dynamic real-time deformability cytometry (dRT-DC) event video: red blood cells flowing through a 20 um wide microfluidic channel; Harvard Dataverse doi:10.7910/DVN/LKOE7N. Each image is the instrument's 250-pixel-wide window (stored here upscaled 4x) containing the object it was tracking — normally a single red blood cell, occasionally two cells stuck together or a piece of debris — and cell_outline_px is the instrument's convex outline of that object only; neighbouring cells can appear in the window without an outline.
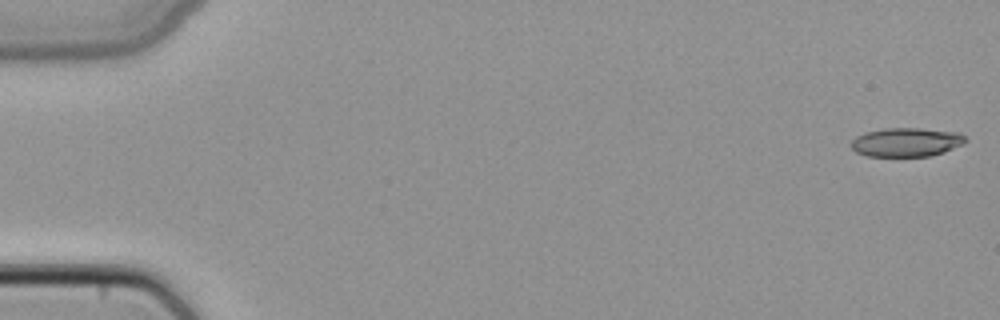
{"species": "common noctule bat (a hibernating species)", "species_latin": "Nyctalus noctula", "temperature_condition": "cold", "stored_images_in_passage": 49, "camera_frame_rate_fps": 3000, "um_per_image_px": 0.085, "animal": {"sex": "female", "body_mass_g": 22.7, "forearm_length_mm": 54.2}, "frame": {"image": 1, "passage_image": 1, "time_ms": 0.0, "image_size_px": [1000, 320], "cell_outline_px": [[968, 140], [964, 144], [944, 152], [928, 156], [868, 156], [856, 152], [852, 148], [852, 140], [856, 136], [864, 132], [884, 128], [920, 128], [960, 132]], "centroid_in_image_um": [77.06, 12.07], "position_along_channel_um": 7.9, "area_um2": 19.36}}
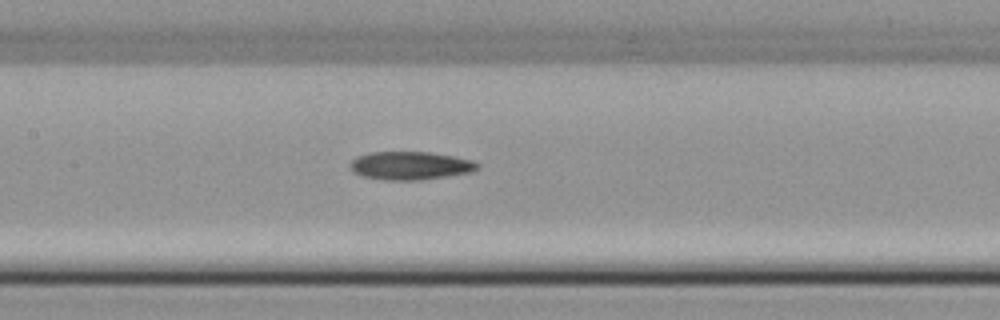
{"frame": {"image": 2, "passage_image": 24, "time_ms": 7.667, "image_size_px": [1000, 320], "cell_outline_px": [[480, 168], [472, 172], [424, 180], [384, 180], [364, 176], [352, 172], [348, 168], [348, 164], [356, 156], [368, 152], [432, 152], [456, 156], [472, 160], [480, 164]], "centroid_in_image_um": [34.88, 14.07], "position_along_channel_um": 172.5, "area_um2": 21.39}}
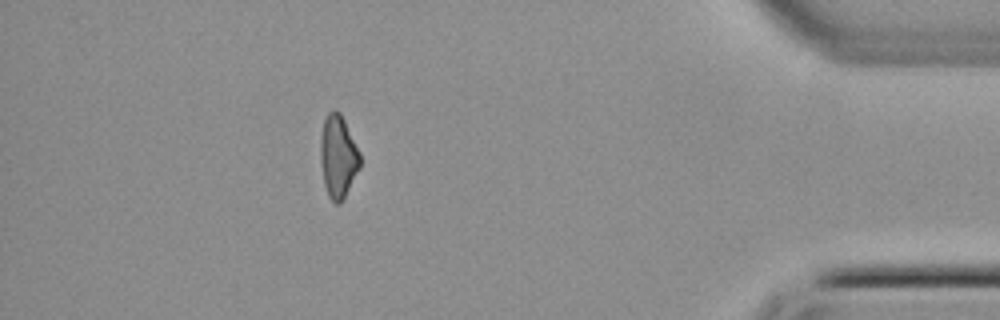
{"frame": {"image": 3, "passage_image": 44, "time_ms": 14.333, "image_size_px": [1000, 320], "cell_outline_px": [[360, 168], [344, 200], [340, 204], [336, 204], [328, 196], [324, 184], [320, 160], [320, 136], [324, 120], [328, 112], [332, 108], [336, 108], [340, 112], [360, 152]], "centroid_in_image_um": [28.73, 13.31], "position_along_channel_um": 406.5, "area_um2": 19.42}}